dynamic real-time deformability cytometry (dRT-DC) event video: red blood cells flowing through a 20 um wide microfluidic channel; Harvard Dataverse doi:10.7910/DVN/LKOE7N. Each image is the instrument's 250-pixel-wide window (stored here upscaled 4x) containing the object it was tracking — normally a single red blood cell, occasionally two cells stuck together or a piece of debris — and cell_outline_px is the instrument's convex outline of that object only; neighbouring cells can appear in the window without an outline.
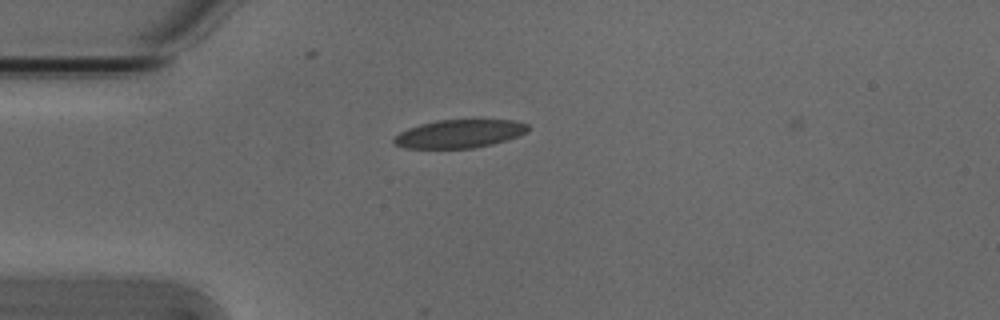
{"species": "Egyptian fruit bat (a non-hibernating species)", "species_latin": "Rousettus aegyptiacus", "temperature_condition": "cold", "stored_images_in_passage": 36, "camera_frame_rate_fps": 3000, "um_per_image_px": 0.085, "animal": {"sex": "male"}, "frame": {"image": 1, "passage_image": 3, "time_ms": 0.667, "image_size_px": [1000, 320], "cell_outline_px": [[528, 132], [492, 144], [472, 148], [404, 148], [392, 144], [392, 140], [400, 132], [408, 128], [420, 124], [436, 120], [516, 120], [528, 124]], "centroid_in_image_um": [39.01, 11.37], "position_along_channel_um": 46.0, "area_um2": 22.02}}
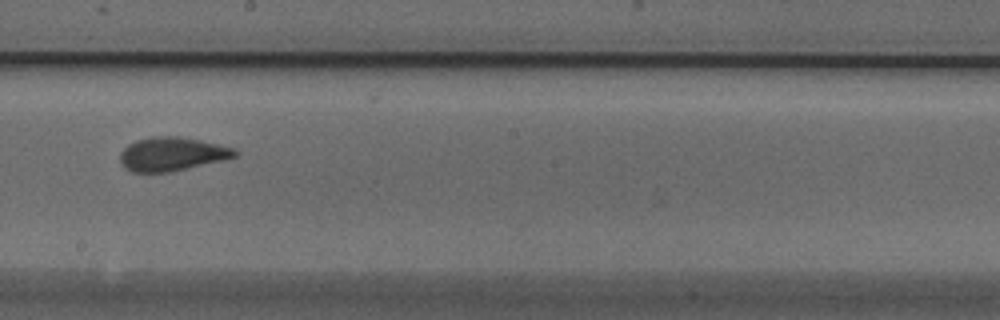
{"frame": {"image": 2, "passage_image": 19, "time_ms": 6.0, "image_size_px": [1000, 320], "cell_outline_px": [[240, 152], [236, 156], [224, 160], [168, 172], [132, 172], [124, 168], [120, 160], [120, 152], [128, 144], [136, 140], [152, 136], [180, 136], [200, 140], [236, 148]], "centroid_in_image_um": [14.62, 13.08], "position_along_channel_um": 233.6, "area_um2": 22.66}}
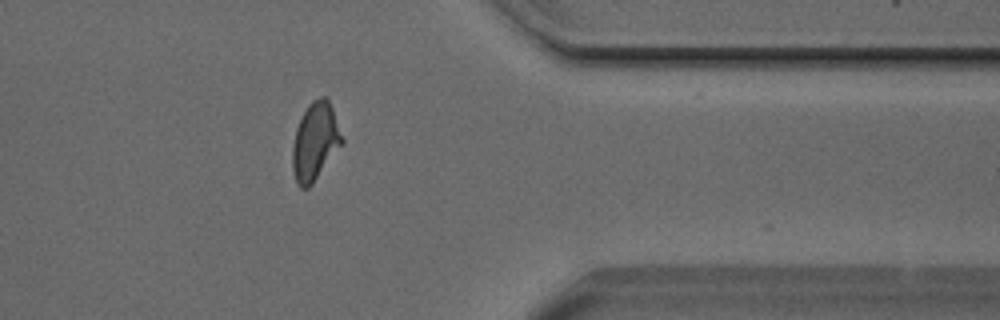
{"frame": {"image": 3, "passage_image": 32, "time_ms": 10.333, "image_size_px": [1000, 320], "cell_outline_px": [[344, 144], [312, 184], [308, 188], [300, 188], [296, 184], [292, 172], [292, 148], [296, 128], [308, 104], [312, 100], [320, 96], [324, 96], [328, 100], [332, 108], [344, 140]], "centroid_in_image_um": [26.79, 12.07], "position_along_channel_um": 384.6, "area_um2": 22.66}, "authors_computed_cell_mechanics": {"area_um2": 21.9351, "velocity_mm_per_s": 3.8323, "shape_relaxation_time_tau1_ms": 7.0887, "shape_relaxation_time_tau2_ms": 0.8819, "deformation_change_tau1": 0.1922, "deformation_change_tau2": 0.054}}